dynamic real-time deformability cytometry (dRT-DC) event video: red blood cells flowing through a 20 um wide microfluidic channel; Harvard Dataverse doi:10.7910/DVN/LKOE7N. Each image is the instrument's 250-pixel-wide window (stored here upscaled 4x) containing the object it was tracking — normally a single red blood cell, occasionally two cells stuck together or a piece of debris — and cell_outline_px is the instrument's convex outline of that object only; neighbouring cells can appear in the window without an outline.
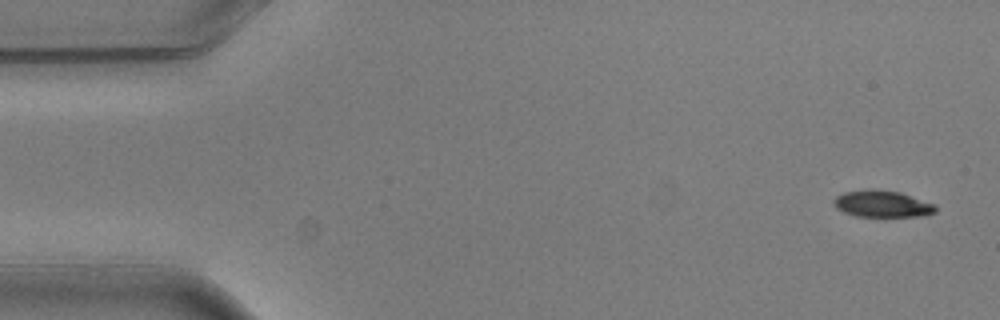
{"species": "common noctule bat (a hibernating species)", "species_latin": "Nyctalus noctula", "temperature_condition": "warm", "stored_images_in_passage": 6, "camera_frame_rate_fps": 3000, "um_per_image_px": 0.085, "animal": {"sex": "male", "body_mass_g": 20.5, "forearm_length_mm": 52.5}, "frame": {"image": 1, "passage_image": 1, "time_ms": 0.0, "image_size_px": [1000, 320], "cell_outline_px": [[936, 212], [924, 216], [856, 216], [844, 212], [836, 208], [832, 200], [836, 196], [844, 192], [900, 192], [936, 204]], "centroid_in_image_um": [75.04, 17.38], "position_along_channel_um": 10.0, "area_um2": 15.14}}